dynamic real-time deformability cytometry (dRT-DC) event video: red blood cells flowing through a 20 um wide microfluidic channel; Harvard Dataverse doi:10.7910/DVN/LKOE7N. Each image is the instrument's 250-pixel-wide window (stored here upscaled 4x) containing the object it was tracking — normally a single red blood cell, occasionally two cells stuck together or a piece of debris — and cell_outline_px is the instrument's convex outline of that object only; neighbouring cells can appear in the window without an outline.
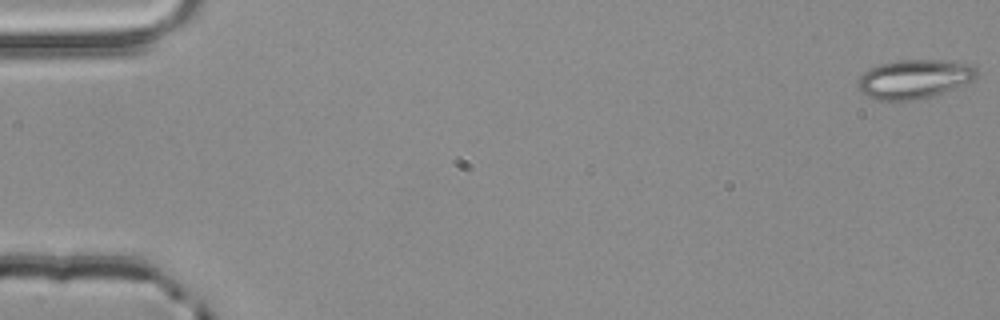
{"species": "common noctule bat (a hibernating species)", "species_latin": "Nyctalus noctula", "temperature_condition": "room temperature", "stored_images_in_passage": 55, "camera_frame_rate_fps": 3000, "um_per_image_px": 0.085, "animal": {"sex": "male", "body_mass_g": 20.4}, "frame": {"image": 1, "passage_image": 1, "time_ms": 0.0, "image_size_px": [1000, 320], "cell_outline_px": [[976, 76], [972, 80], [944, 92], [932, 96], [916, 100], [876, 100], [860, 92], [856, 88], [856, 84], [860, 76], [864, 72], [880, 64], [900, 60], [952, 60], [972, 64], [976, 68]], "centroid_in_image_um": [77.69, 6.71], "position_along_channel_um": 7.3, "area_um2": 27.05}}
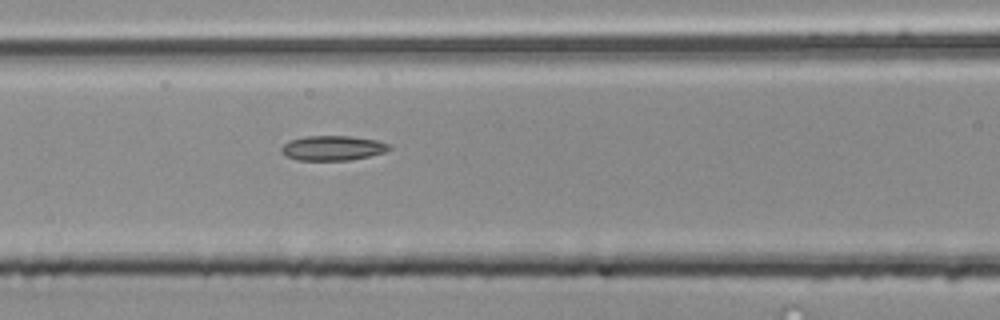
{"frame": {"image": 2, "passage_image": 24, "time_ms": 7.667, "image_size_px": [1000, 320], "cell_outline_px": [[392, 148], [388, 152], [348, 160], [296, 160], [284, 156], [280, 152], [280, 148], [288, 140], [304, 136], [352, 136], [376, 140], [392, 144]], "centroid_in_image_um": [28.27, 12.58], "position_along_channel_um": 138.3, "area_um2": 15.9}}
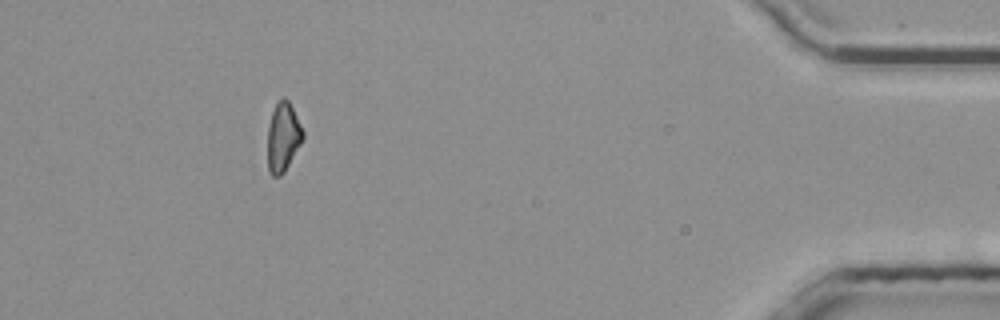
{"frame": {"image": 3, "passage_image": 50, "time_ms": 16.333, "image_size_px": [1000, 320], "cell_outline_px": [[304, 136], [300, 144], [284, 172], [280, 176], [272, 176], [268, 172], [268, 128], [272, 112], [276, 104], [284, 96], [288, 100], [304, 132]], "centroid_in_image_um": [24.05, 11.67], "position_along_channel_um": 411.2, "area_um2": 13.93}}